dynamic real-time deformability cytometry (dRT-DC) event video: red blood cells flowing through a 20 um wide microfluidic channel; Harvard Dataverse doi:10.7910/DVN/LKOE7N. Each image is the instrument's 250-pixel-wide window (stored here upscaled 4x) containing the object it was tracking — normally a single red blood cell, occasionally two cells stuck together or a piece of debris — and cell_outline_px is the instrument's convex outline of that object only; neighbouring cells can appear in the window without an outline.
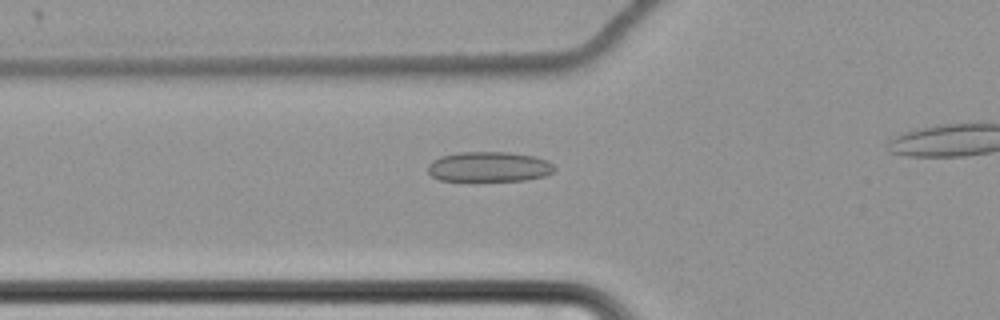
{"species": "common noctule bat (a hibernating species)", "species_latin": "Nyctalus noctula", "temperature_condition": "cold", "stored_images_in_passage": 48, "camera_frame_rate_fps": 3000, "um_per_image_px": 0.085, "animal": {"sex": "female", "body_mass_g": 22.7, "forearm_length_mm": 54.2}, "frame": {"image": 1, "passage_image": 18, "time_ms": 5.667, "image_size_px": [1000, 320], "cell_outline_px": [[556, 168], [552, 172], [544, 176], [524, 180], [440, 180], [432, 176], [428, 172], [428, 164], [432, 160], [440, 156], [460, 152], [508, 152], [532, 156], [548, 160]], "centroid_in_image_um": [41.55, 14.16], "position_along_channel_um": 84.2, "area_um2": 22.02}}
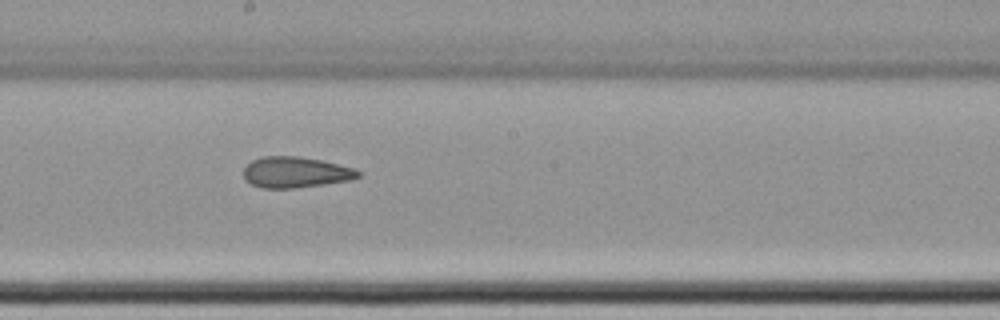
{"frame": {"image": 2, "passage_image": 30, "time_ms": 9.667, "image_size_px": [1000, 320], "cell_outline_px": [[360, 176], [352, 180], [296, 188], [260, 188], [244, 180], [244, 168], [252, 160], [264, 156], [300, 156], [320, 160], [356, 168], [360, 172]], "centroid_in_image_um": [25.13, 14.64], "position_along_channel_um": 223.1, "area_um2": 20.75}}
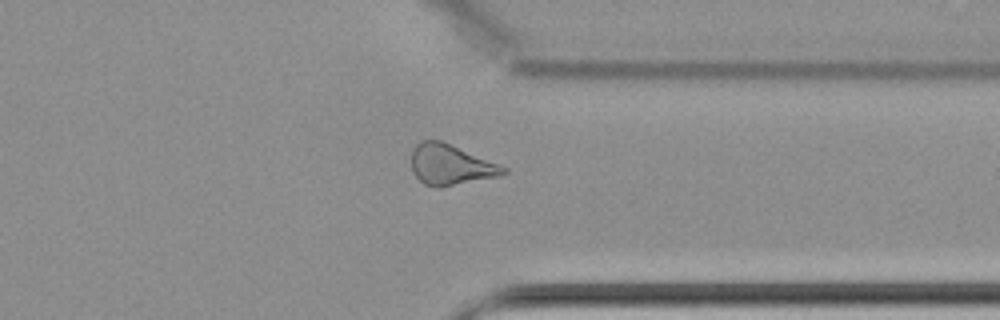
{"frame": {"image": 3, "passage_image": 43, "time_ms": 14.0, "image_size_px": [1000, 320], "cell_outline_px": [[508, 172], [500, 176], [440, 188], [436, 188], [424, 184], [412, 172], [412, 148], [420, 140], [440, 140], [508, 168]], "centroid_in_image_um": [38.28, 14.02], "position_along_channel_um": 373.1, "area_um2": 21.73}}